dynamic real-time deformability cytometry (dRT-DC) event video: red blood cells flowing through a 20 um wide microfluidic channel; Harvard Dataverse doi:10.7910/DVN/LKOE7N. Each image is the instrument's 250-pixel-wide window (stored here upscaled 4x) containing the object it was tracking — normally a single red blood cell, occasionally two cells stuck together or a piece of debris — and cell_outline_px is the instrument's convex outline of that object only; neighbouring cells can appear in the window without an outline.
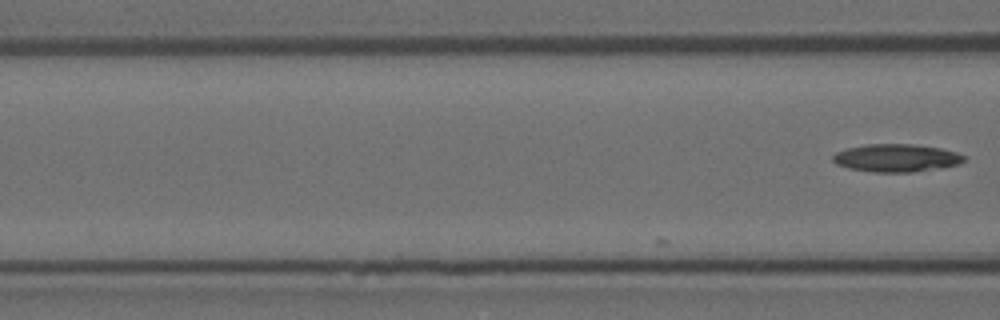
{"species": "Egyptian fruit bat (a non-hibernating species)", "species_latin": "Rousettus aegyptiacus", "temperature_condition": "room temperature", "stored_images_in_passage": 5, "camera_frame_rate_fps": 3000, "um_per_image_px": 0.085, "animal": {"sex": "female"}, "frame": {"image": 1, "passage_image": 5, "time_ms": 1.333, "image_size_px": [1000, 320], "cell_outline_px": [[964, 160], [960, 164], [940, 168], [912, 172], [872, 172], [848, 168], [836, 164], [832, 160], [832, 156], [836, 152], [848, 148], [868, 144], [912, 144], [940, 148], [956, 152], [964, 156]], "centroid_in_image_um": [76.17, 13.43], "position_along_channel_um": 90.4, "area_um2": 21.21}}